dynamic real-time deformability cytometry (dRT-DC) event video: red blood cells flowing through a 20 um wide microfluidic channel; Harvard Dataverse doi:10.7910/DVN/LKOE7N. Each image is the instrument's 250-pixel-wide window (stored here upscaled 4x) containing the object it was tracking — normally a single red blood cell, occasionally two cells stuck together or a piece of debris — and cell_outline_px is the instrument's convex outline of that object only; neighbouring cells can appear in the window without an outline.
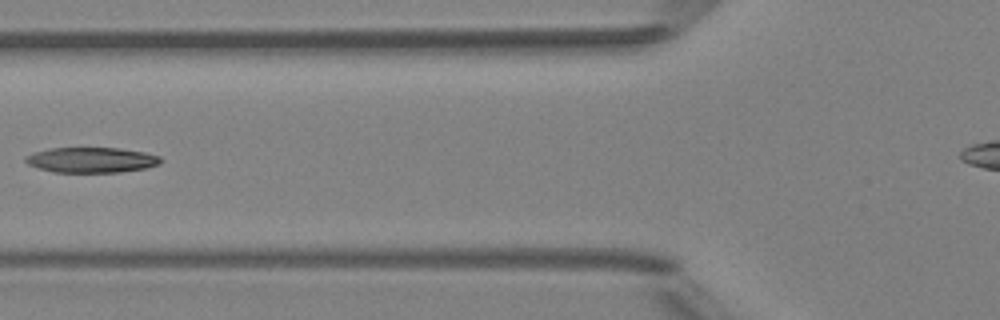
{"species": "Egyptian fruit bat (a non-hibernating species)", "species_latin": "Rousettus aegyptiacus", "temperature_condition": "room temperature", "stored_images_in_passage": 3, "camera_frame_rate_fps": 3000, "um_per_image_px": 0.085, "animal": {"sex": "female"}, "frame": {"image": 1, "passage_image": 3, "time_ms": 3.333, "image_size_px": [1000, 320], "cell_outline_px": [[164, 160], [160, 164], [144, 168], [120, 172], [52, 172], [28, 164], [24, 160], [24, 156], [32, 152], [52, 148], [116, 148], [144, 152], [160, 156]], "centroid_in_image_um": [7.76, 13.59], "position_along_channel_um": 118.0, "area_um2": 19.94}}